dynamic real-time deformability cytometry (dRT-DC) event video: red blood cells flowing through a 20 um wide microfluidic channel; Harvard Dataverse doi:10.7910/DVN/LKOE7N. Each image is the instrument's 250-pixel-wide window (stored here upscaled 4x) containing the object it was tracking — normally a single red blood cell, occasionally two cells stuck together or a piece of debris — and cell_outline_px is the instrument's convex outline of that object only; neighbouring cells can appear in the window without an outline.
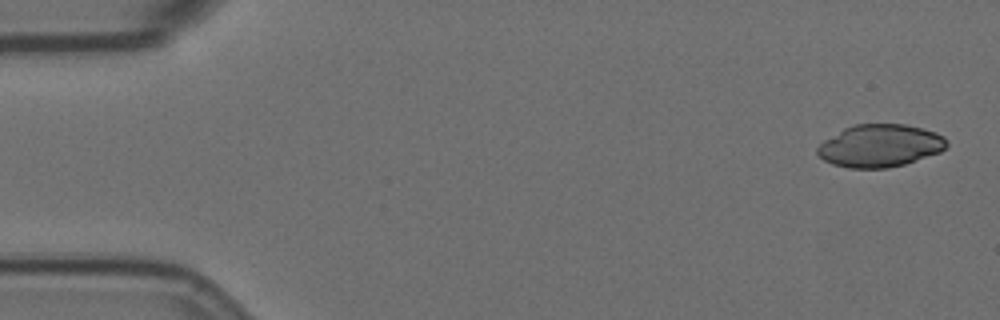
{"species": "Egyptian fruit bat (a non-hibernating species)", "species_latin": "Rousettus aegyptiacus", "temperature_condition": "room temperature", "stored_images_in_passage": 6, "segment_of_instrument_passage": [1, 2], "camera_frame_rate_fps": 3000, "um_per_image_px": 0.085, "animal": {"sex": "female"}, "frame": {"image": 1, "passage_image": 1, "time_ms": 0.0, "image_size_px": [1000, 320], "cell_outline_px": [[948, 144], [940, 152], [904, 164], [888, 168], [848, 168], [832, 164], [824, 160], [816, 152], [816, 148], [824, 140], [844, 128], [856, 124], [904, 124], [936, 132], [944, 136]], "centroid_in_image_um": [74.78, 12.39], "position_along_channel_um": 10.2, "area_um2": 31.96}}